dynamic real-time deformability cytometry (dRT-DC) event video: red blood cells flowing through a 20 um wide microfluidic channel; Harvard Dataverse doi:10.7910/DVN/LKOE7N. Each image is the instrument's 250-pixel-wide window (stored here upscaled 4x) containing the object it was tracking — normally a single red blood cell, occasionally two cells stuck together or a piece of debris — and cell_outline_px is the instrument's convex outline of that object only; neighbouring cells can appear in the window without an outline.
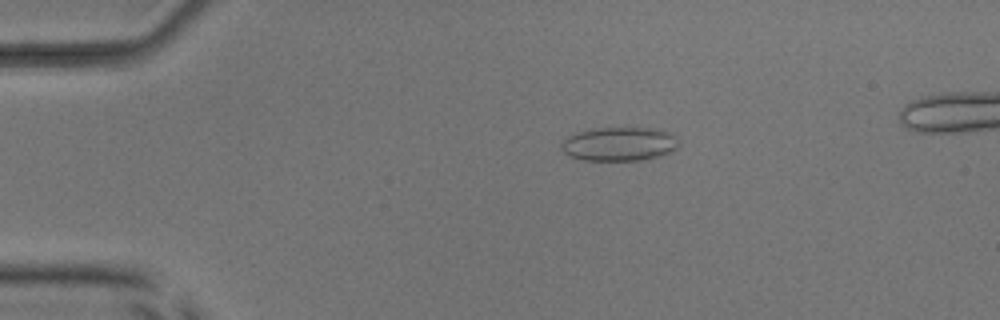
{"species": "common noctule bat (a hibernating species)", "species_latin": "Nyctalus noctula", "temperature_condition": "room temperature", "stored_images_in_passage": 51, "camera_frame_rate_fps": 3000, "um_per_image_px": 0.085, "animal": {"sex": "male", "body_mass_g": 17.9, "forearm_length_mm": 54.2}, "frame": {"image": 1, "passage_image": 11, "time_ms": 3.333, "image_size_px": [1000, 320], "cell_outline_px": [[680, 144], [672, 152], [644, 160], [584, 160], [568, 156], [560, 148], [560, 144], [568, 136], [576, 132], [588, 128], [636, 124], [660, 128], [668, 132]], "centroid_in_image_um": [52.64, 12.17], "position_along_channel_um": 32.4, "area_um2": 24.39}}
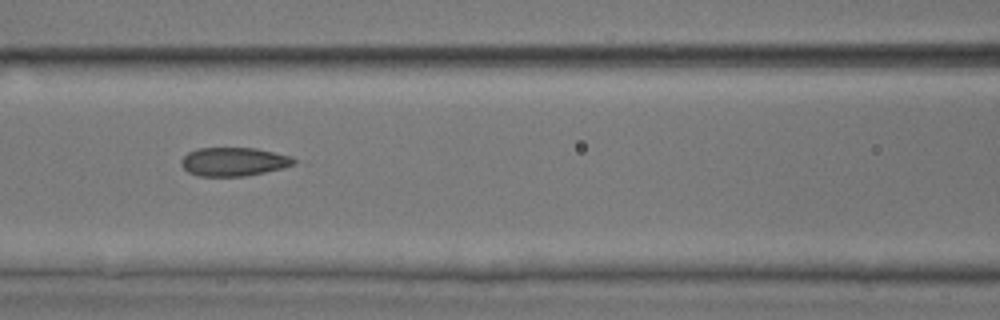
{"frame": {"image": 2, "passage_image": 24, "time_ms": 7.667, "image_size_px": [1000, 320], "cell_outline_px": [[296, 164], [264, 172], [244, 176], [196, 176], [188, 172], [180, 164], [180, 160], [188, 152], [196, 148], [256, 148], [292, 156], [296, 160]], "centroid_in_image_um": [19.84, 13.74], "position_along_channel_um": 146.8, "area_um2": 18.84}}
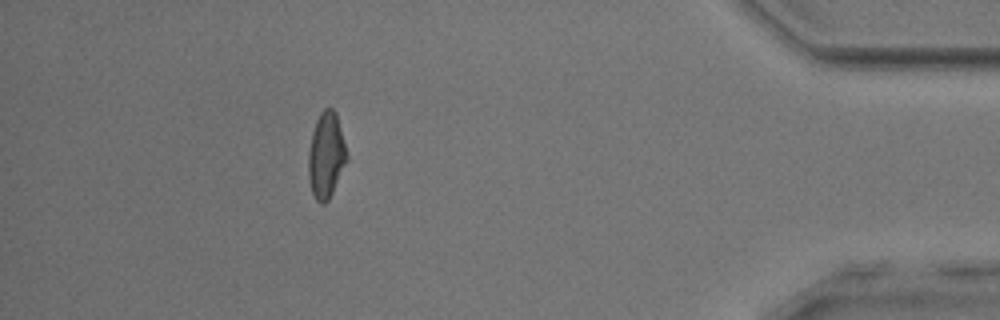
{"frame": {"image": 3, "passage_image": 48, "time_ms": 15.667, "image_size_px": [1000, 320], "cell_outline_px": [[348, 160], [328, 200], [324, 204], [320, 204], [316, 200], [312, 192], [308, 176], [308, 152], [312, 132], [316, 120], [320, 112], [324, 108], [332, 108], [336, 112], [348, 152]], "centroid_in_image_um": [27.73, 13.18], "position_along_channel_um": 407.5, "area_um2": 19.42}}